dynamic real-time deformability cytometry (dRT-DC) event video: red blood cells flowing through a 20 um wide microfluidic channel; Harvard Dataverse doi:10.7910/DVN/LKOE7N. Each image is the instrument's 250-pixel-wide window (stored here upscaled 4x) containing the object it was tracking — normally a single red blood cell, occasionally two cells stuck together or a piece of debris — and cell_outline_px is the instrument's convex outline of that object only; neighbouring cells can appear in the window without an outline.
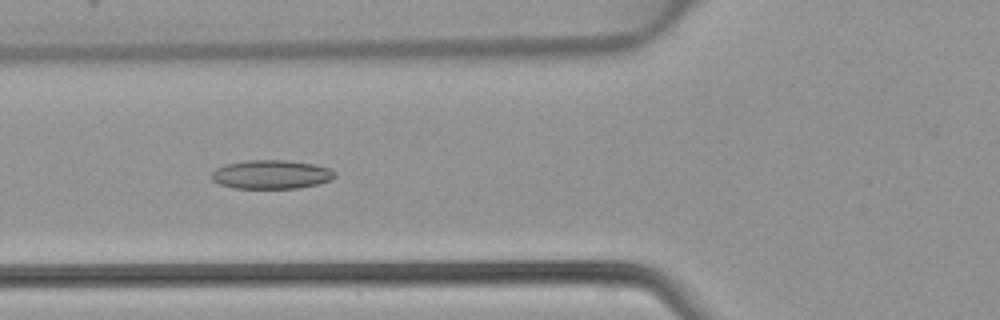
{"species": "common noctule bat (a hibernating species)", "species_latin": "Nyctalus noctula", "temperature_condition": "warm", "stored_images_in_passage": 30, "camera_frame_rate_fps": 3000, "um_per_image_px": 0.085, "animal": {"sex": "female", "body_mass_g": 22.7, "forearm_length_mm": 54.2}, "frame": {"image": 1, "passage_image": 9, "time_ms": 2.667, "image_size_px": [1000, 320], "cell_outline_px": [[336, 176], [332, 180], [316, 184], [296, 188], [232, 188], [220, 184], [212, 180], [212, 172], [216, 168], [224, 164], [248, 160], [288, 160], [312, 164], [328, 168], [336, 172]], "centroid_in_image_um": [23.04, 14.82], "position_along_channel_um": 102.8, "area_um2": 20.69}}
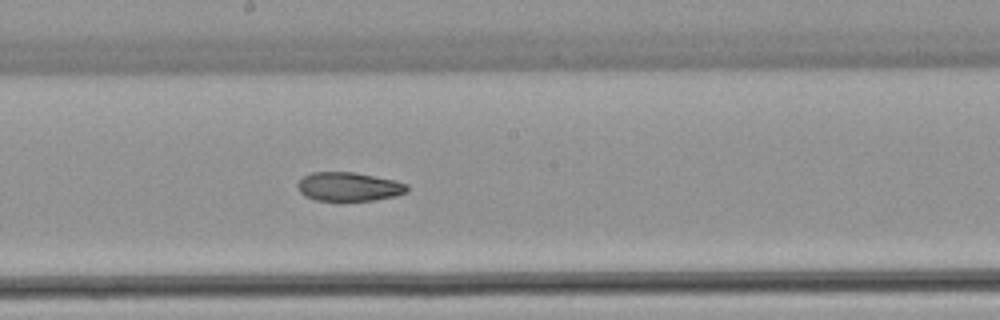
{"frame": {"image": 2, "passage_image": 17, "time_ms": 5.333, "image_size_px": [1000, 320], "cell_outline_px": [[408, 192], [396, 196], [376, 200], [316, 200], [304, 196], [296, 188], [296, 184], [304, 176], [312, 172], [352, 172], [396, 180], [408, 184]], "centroid_in_image_um": [29.66, 15.87], "position_along_channel_um": 218.5, "area_um2": 18.5}}
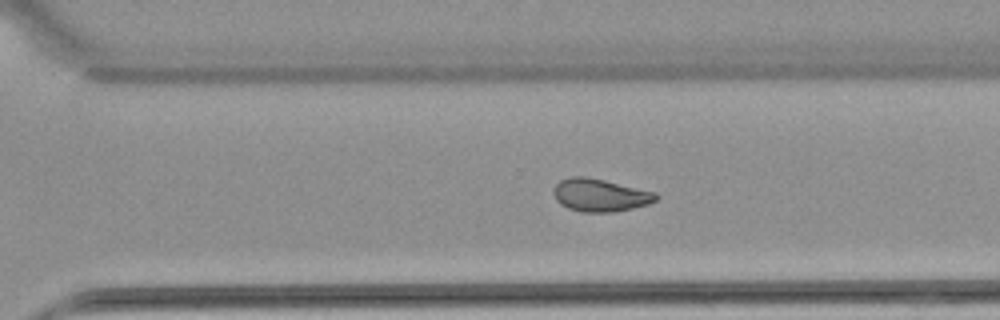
{"frame": {"image": 3, "passage_image": 24, "time_ms": 7.667, "image_size_px": [1000, 320], "cell_outline_px": [[660, 196], [656, 200], [648, 204], [632, 208], [612, 212], [584, 212], [568, 208], [560, 204], [556, 200], [552, 192], [552, 188], [560, 180], [572, 176], [584, 176], [604, 180], [656, 192]], "centroid_in_image_um": [50.99, 16.58], "position_along_channel_um": 319.6, "area_um2": 19.59}}